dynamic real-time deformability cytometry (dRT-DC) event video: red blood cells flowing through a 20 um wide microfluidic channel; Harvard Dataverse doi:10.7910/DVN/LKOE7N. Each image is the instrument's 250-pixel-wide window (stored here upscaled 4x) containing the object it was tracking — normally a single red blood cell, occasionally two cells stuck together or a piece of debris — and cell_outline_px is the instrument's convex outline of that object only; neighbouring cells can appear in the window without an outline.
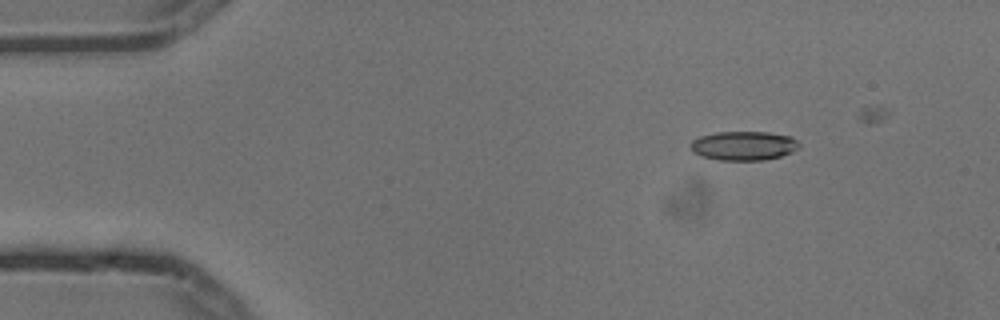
{"species": "common noctule bat (a hibernating species)", "species_latin": "Nyctalus noctula", "temperature_condition": "cold", "stored_images_in_passage": 6, "camera_frame_rate_fps": 3000, "um_per_image_px": 0.085, "animal": {"sex": "male", "body_mass_g": 13.3}, "frame": {"image": 1, "passage_image": 3, "time_ms": 0.667, "image_size_px": [1000, 320], "cell_outline_px": [[800, 148], [792, 152], [780, 156], [764, 160], [720, 160], [700, 156], [692, 152], [688, 148], [688, 144], [692, 140], [700, 136], [716, 132], [768, 132], [792, 136], [800, 144]], "centroid_in_image_um": [63.18, 12.38], "position_along_channel_um": 21.8, "area_um2": 18.73}}